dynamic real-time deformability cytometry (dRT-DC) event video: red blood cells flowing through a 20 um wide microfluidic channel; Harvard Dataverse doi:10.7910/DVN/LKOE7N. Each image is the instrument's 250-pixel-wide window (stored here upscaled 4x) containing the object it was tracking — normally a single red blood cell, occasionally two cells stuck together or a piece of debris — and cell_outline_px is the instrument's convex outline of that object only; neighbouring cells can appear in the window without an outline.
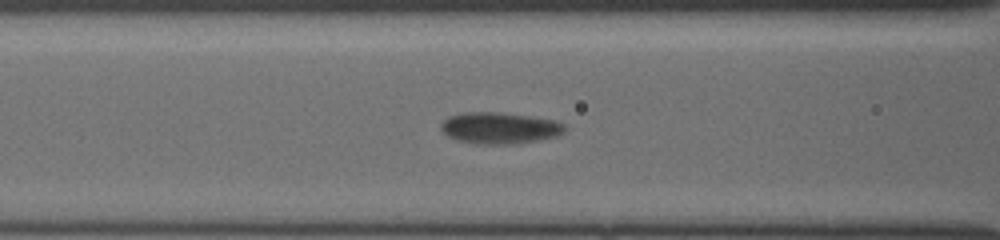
{"species": "common noctule bat (a hibernating species)", "species_latin": "Nyctalus noctula", "temperature_condition": "cold", "stored_images_in_passage": 53, "camera_frame_rate_fps": 3000, "um_per_image_px": 0.085, "animal": {"sex": "female", "body_mass_g": 19.5, "forearm_length_mm": 54.1}, "frame": {"image": 1, "passage_image": 24, "time_ms": 7.667, "image_size_px": [1000, 240], "cell_outline_px": [[564, 132], [556, 136], [540, 140], [512, 144], [472, 144], [456, 140], [448, 136], [440, 128], [440, 124], [448, 116], [464, 112], [500, 112], [528, 116], [552, 120], [564, 124]], "centroid_in_image_um": [42.41, 10.89], "position_along_channel_um": 124.2, "area_um2": 22.72}}
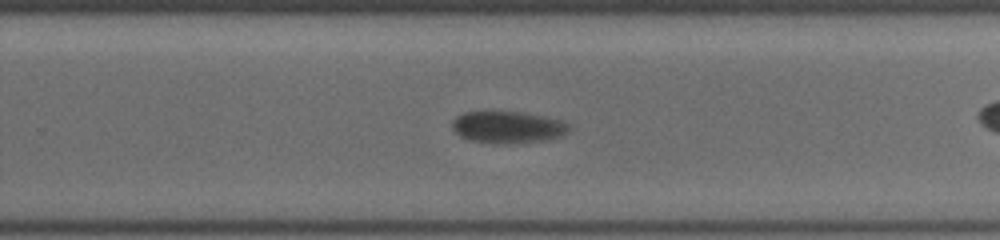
{"frame": {"image": 2, "passage_image": 36, "time_ms": 11.667, "image_size_px": [1000, 240], "cell_outline_px": [[572, 128], [564, 136], [544, 140], [508, 144], [468, 140], [460, 136], [452, 128], [452, 120], [456, 116], [464, 112], [524, 112], [564, 120]], "centroid_in_image_um": [43.21, 10.81], "position_along_channel_um": 286.6, "area_um2": 21.91}}
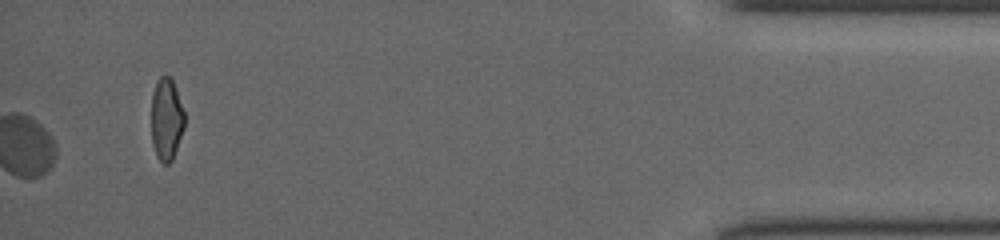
{"frame": {"image": 3, "passage_image": 53, "time_ms": 17.333, "image_size_px": [1000, 240], "cell_outline_px": [[184, 128], [172, 160], [168, 164], [164, 164], [156, 156], [152, 144], [152, 92], [160, 76], [168, 76], [172, 80], [176, 88], [184, 112]], "centroid_in_image_um": [14.14, 10.15], "position_along_channel_um": 421.1, "area_um2": 15.78}}